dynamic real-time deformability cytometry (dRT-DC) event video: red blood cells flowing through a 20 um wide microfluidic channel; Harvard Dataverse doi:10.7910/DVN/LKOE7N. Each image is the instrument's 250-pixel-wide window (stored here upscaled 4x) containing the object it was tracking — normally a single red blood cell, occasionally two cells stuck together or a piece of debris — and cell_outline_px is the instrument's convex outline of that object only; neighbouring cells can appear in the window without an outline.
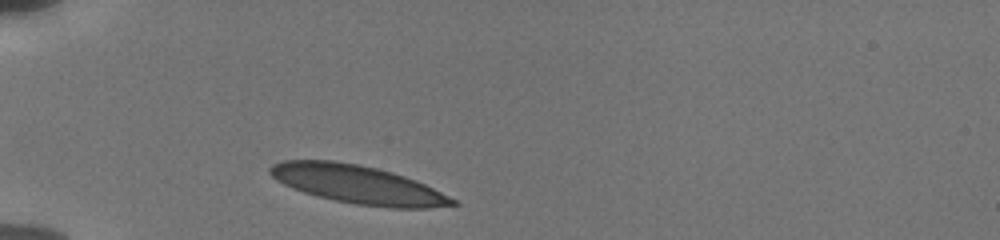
{"species": "human", "species_latin": "Homo sapiens", "temperature_condition": "cold", "stored_images_in_passage": 31, "camera_frame_rate_fps": 3000, "um_per_image_px": 0.085, "donor": {"sex": "male"}, "frame": {"image": 1, "passage_image": 1, "time_ms": 0.0, "image_size_px": [1000, 240], "cell_outline_px": [[460, 204], [428, 208], [388, 208], [356, 204], [316, 196], [292, 188], [276, 180], [268, 172], [268, 168], [272, 164], [284, 160], [332, 160], [356, 164], [376, 168], [392, 172], [416, 180], [456, 200]], "centroid_in_image_um": [30.38, 15.68], "position_along_channel_um": 54.6, "area_um2": 40.58}}
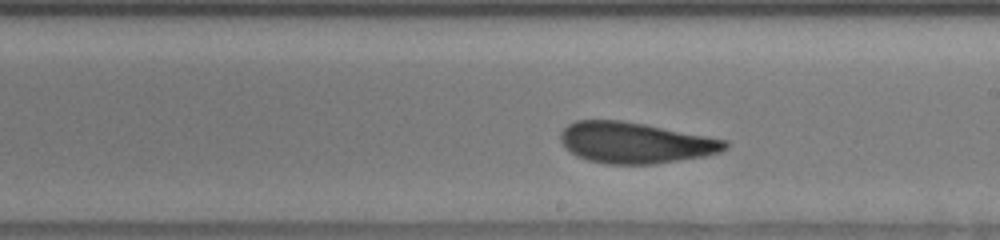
{"frame": {"image": 2, "passage_image": 17, "time_ms": 5.333, "image_size_px": [1000, 240], "cell_outline_px": [[728, 148], [720, 152], [704, 156], [656, 164], [608, 164], [588, 160], [576, 156], [560, 140], [560, 132], [568, 124], [576, 120], [620, 120], [644, 124], [728, 140]], "centroid_in_image_um": [54.0, 12.13], "position_along_channel_um": 235.0, "area_um2": 39.19}}
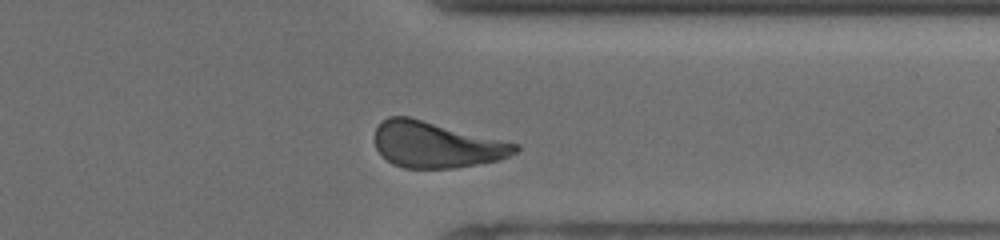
{"frame": {"image": 3, "passage_image": 28, "time_ms": 9.0, "image_size_px": [1000, 240], "cell_outline_px": [[520, 148], [516, 152], [508, 156], [496, 160], [456, 168], [404, 168], [392, 164], [376, 148], [376, 128], [380, 120], [388, 116], [408, 116], [520, 144]], "centroid_in_image_um": [37.07, 12.29], "position_along_channel_um": 374.3, "area_um2": 37.51}, "authors_computed_cell_mechanics": {"area_um2": 39.304, "velocity_mm_per_s": 3.7938, "shape_relaxation_time_tau1_ms": 4.1823, "shape_relaxation_time_tau2_ms": 1.3123, "deformation_change_tau1": 0.1685, "deformation_change_tau2": 0.079}}